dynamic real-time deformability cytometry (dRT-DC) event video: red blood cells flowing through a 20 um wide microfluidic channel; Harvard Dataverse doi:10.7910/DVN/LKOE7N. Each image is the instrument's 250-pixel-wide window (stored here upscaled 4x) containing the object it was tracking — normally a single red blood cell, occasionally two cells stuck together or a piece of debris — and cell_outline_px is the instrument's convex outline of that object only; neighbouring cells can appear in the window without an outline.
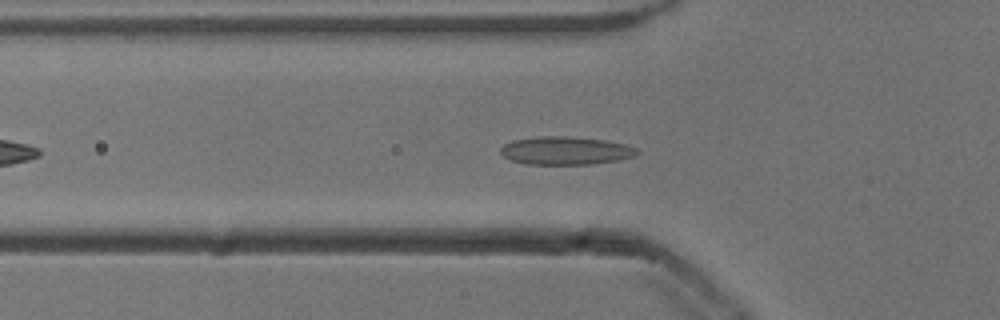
{"species": "common noctule bat (a hibernating species)", "species_latin": "Nyctalus noctula", "temperature_condition": "cold", "stored_images_in_passage": 41, "camera_frame_rate_fps": 3000, "um_per_image_px": 0.085, "animal": {"sex": "male", "body_mass_g": 13.3}, "frame": {"image": 1, "passage_image": 6, "time_ms": 1.667, "image_size_px": [1000, 320], "cell_outline_px": [[640, 152], [636, 156], [620, 160], [592, 164], [524, 164], [512, 160], [504, 156], [500, 152], [500, 148], [504, 144], [512, 140], [540, 136], [564, 136], [604, 140], [624, 144], [636, 148]], "centroid_in_image_um": [48.08, 12.81], "position_along_channel_um": 77.7, "area_um2": 22.37}}
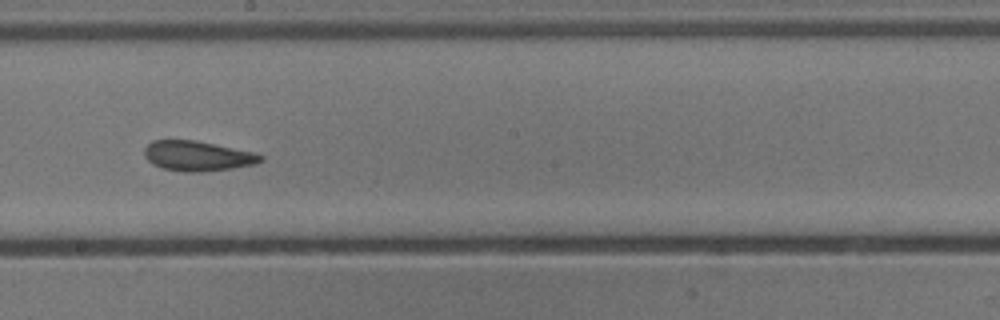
{"frame": {"image": 2, "passage_image": 18, "time_ms": 5.667, "image_size_px": [1000, 320], "cell_outline_px": [[264, 160], [256, 164], [232, 168], [204, 172], [184, 172], [160, 168], [152, 164], [144, 156], [144, 148], [152, 140], [196, 140], [252, 152], [264, 156]], "centroid_in_image_um": [16.76, 13.26], "position_along_channel_um": 231.4, "area_um2": 20.46}}
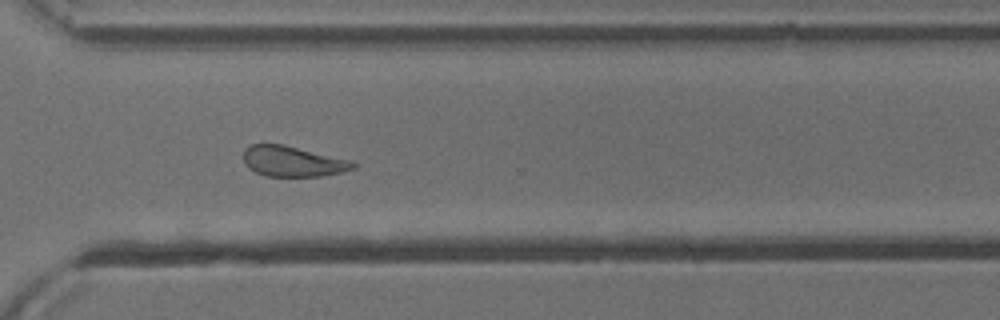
{"frame": {"image": 3, "passage_image": 27, "time_ms": 8.667, "image_size_px": [1000, 320], "cell_outline_px": [[356, 168], [340, 172], [320, 176], [264, 176], [248, 168], [244, 164], [244, 148], [248, 144], [284, 144], [352, 160], [356, 164]], "centroid_in_image_um": [24.87, 13.7], "position_along_channel_um": 345.7, "area_um2": 19.65}, "authors_computed_cell_mechanics": {"area_um2": 20.808, "velocity_mm_per_s": 3.8231, "shape_relaxation_time_tau1_ms": 8.1453, "shape_relaxation_time_tau2_ms": 2.4157, "deformation_change_tau1": 0.1487, "deformation_change_tau2": 0.086}}